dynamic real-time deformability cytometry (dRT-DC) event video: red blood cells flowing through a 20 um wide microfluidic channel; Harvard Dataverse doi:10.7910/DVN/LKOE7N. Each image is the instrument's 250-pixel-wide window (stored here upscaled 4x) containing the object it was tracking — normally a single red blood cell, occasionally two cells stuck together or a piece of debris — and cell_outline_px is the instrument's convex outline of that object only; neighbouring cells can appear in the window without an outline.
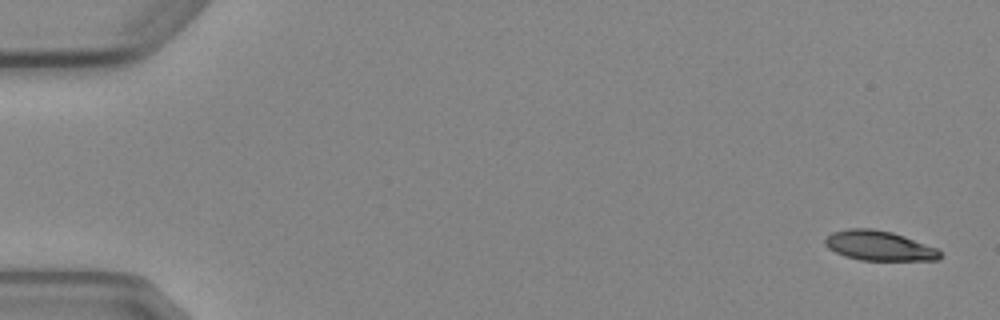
{"species": "Egyptian fruit bat (a non-hibernating species)", "species_latin": "Rousettus aegyptiacus", "temperature_condition": "cold", "stored_images_in_passage": 4, "camera_frame_rate_fps": 3000, "um_per_image_px": 0.085, "animal": {"sex": "female"}, "frame": {"image": 1, "passage_image": 1, "time_ms": 0.0, "image_size_px": [1000, 320], "cell_outline_px": [[940, 256], [936, 260], [860, 260], [844, 256], [828, 248], [824, 244], [824, 240], [832, 232], [848, 228], [872, 228], [892, 232], [904, 236], [936, 248], [940, 252]], "centroid_in_image_um": [74.67, 20.88], "position_along_channel_um": 10.3, "area_um2": 19.83}}